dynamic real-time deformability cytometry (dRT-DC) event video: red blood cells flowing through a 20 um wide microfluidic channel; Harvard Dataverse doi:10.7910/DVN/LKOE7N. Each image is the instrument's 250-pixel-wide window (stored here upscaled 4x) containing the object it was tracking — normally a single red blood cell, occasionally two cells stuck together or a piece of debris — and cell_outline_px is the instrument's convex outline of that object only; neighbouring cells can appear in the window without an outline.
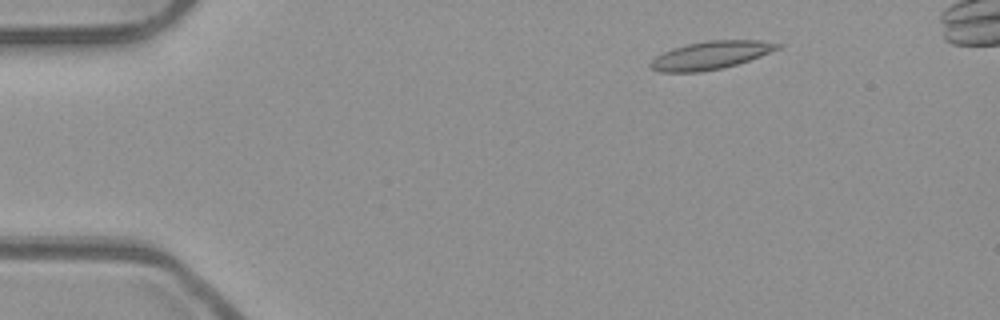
{"species": "common noctule bat (a hibernating species)", "species_latin": "Nyctalus noctula", "temperature_condition": "room temperature", "stored_images_in_passage": 45, "camera_frame_rate_fps": 3000, "um_per_image_px": 0.085, "animal": {"sex": "male", "body_mass_g": 23.1, "forearm_length_mm": 52.7}, "frame": {"image": 1, "passage_image": 1, "time_ms": 0.0, "image_size_px": [1000, 320], "cell_outline_px": [[784, 44], [780, 48], [760, 56], [736, 64], [720, 68], [700, 72], [660, 72], [652, 68], [648, 64], [656, 56], [672, 48], [688, 44], [708, 40], [760, 40]], "centroid_in_image_um": [60.41, 4.69], "position_along_channel_um": 24.6, "area_um2": 20.58}}
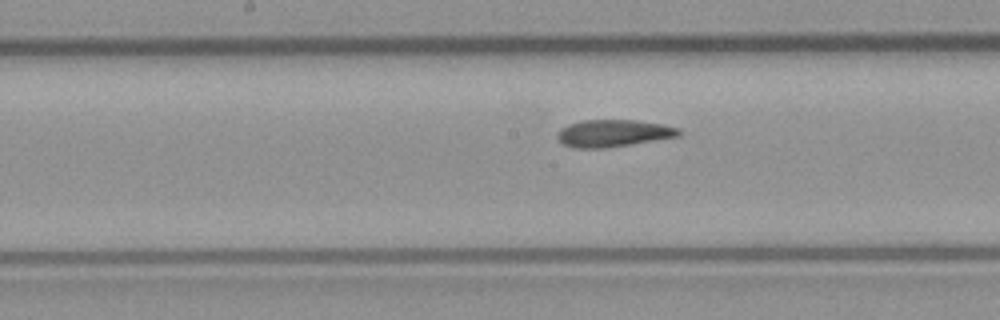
{"frame": {"image": 2, "passage_image": 20, "time_ms": 6.333, "image_size_px": [1000, 320], "cell_outline_px": [[680, 136], [604, 148], [572, 148], [564, 144], [556, 136], [560, 128], [568, 124], [584, 120], [636, 120], [660, 124], [680, 128]], "centroid_in_image_um": [52.1, 11.32], "position_along_channel_um": 196.1, "area_um2": 19.07}}
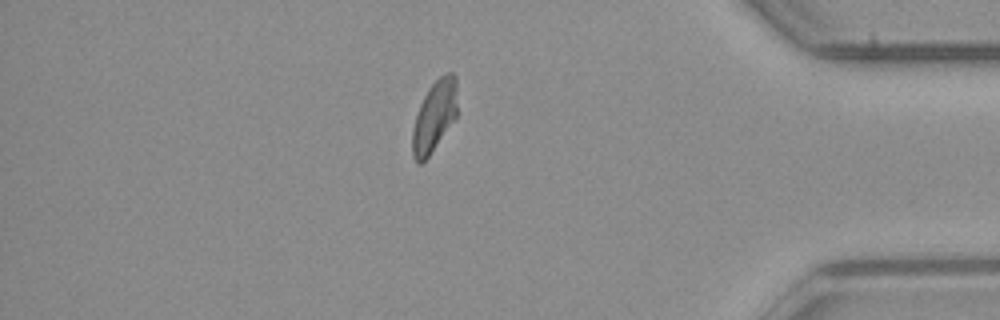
{"frame": {"image": 3, "passage_image": 38, "time_ms": 12.333, "image_size_px": [1000, 320], "cell_outline_px": [[456, 116], [428, 156], [420, 164], [412, 156], [412, 128], [420, 104], [428, 88], [444, 72], [452, 72], [456, 76]], "centroid_in_image_um": [36.9, 9.84], "position_along_channel_um": 398.3, "area_um2": 18.21}, "authors_computed_cell_mechanics": {"area_um2": 19.4786, "velocity_mm_per_s": 3.9581, "shape_relaxation_time_tau1_ms": null, "shape_relaxation_time_tau2_ms": 3.6461, "deformation_change_tau1": null, "deformation_change_tau2": 0.1021}}